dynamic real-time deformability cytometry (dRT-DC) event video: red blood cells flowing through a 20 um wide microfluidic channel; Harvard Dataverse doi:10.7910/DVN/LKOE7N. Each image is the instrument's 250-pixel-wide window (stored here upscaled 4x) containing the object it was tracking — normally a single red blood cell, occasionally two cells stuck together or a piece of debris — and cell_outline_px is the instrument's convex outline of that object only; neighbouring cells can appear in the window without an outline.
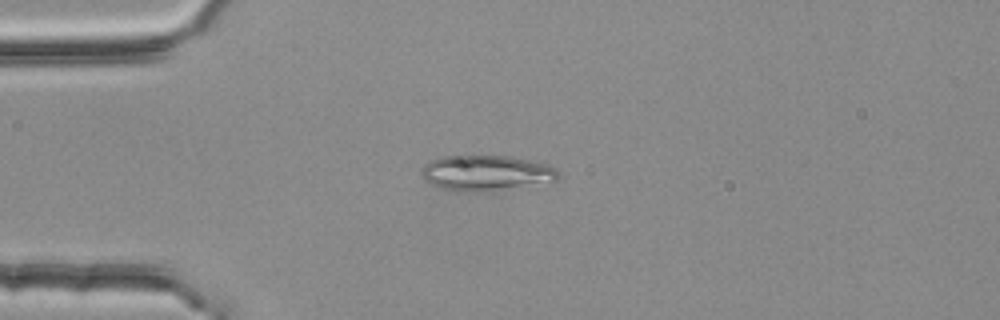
{"species": "common noctule bat (a hibernating species)", "species_latin": "Nyctalus noctula", "temperature_condition": "room temperature", "stored_images_in_passage": 1, "camera_frame_rate_fps": 3000, "um_per_image_px": 0.085, "animal": {"sex": "female", "body_mass_g": 25.1}, "frame": {"image": 1, "passage_image": 1, "time_ms": 0.0, "image_size_px": [1000, 320], "cell_outline_px": [[560, 176], [556, 180], [492, 192], [464, 192], [440, 188], [424, 180], [420, 176], [420, 168], [432, 160], [440, 156], [464, 152], [512, 156], [548, 164], [556, 168], [560, 172]], "centroid_in_image_um": [41.27, 14.66], "position_along_channel_um": 43.7, "area_um2": 29.77}}